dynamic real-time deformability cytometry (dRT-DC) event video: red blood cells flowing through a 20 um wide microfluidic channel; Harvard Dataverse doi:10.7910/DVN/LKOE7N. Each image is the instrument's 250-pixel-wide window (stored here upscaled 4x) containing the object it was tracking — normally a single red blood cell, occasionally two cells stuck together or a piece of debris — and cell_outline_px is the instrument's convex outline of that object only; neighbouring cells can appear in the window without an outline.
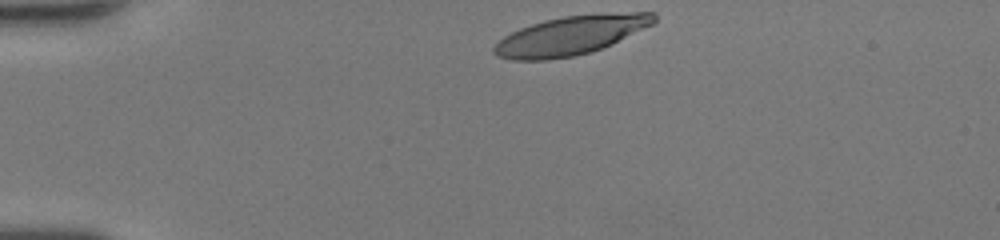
{"species": "human", "species_latin": "Homo sapiens", "temperature_condition": "room temperature", "stored_images_in_passage": 32, "camera_frame_rate_fps": 3000, "um_per_image_px": 0.085, "donor": {"sex": "female"}, "frame": {"image": 1, "passage_image": 1, "time_ms": 0.0, "image_size_px": [1000, 240], "cell_outline_px": [[656, 20], [652, 24], [612, 44], [588, 52], [572, 56], [548, 60], [512, 60], [496, 56], [492, 52], [492, 48], [504, 36], [520, 28], [544, 20], [564, 16], [632, 12], [656, 12]], "centroid_in_image_um": [48.48, 3.01], "position_along_channel_um": 36.5, "area_um2": 35.89}}
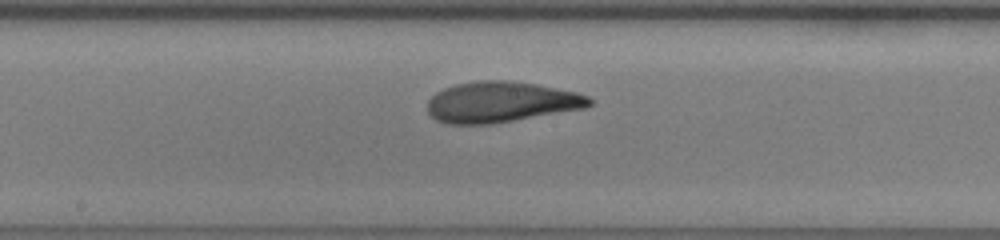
{"frame": {"image": 2, "passage_image": 17, "time_ms": 5.333, "image_size_px": [1000, 240], "cell_outline_px": [[592, 104], [584, 108], [488, 124], [448, 124], [436, 120], [428, 112], [428, 100], [436, 92], [444, 88], [456, 84], [480, 80], [504, 80], [536, 84], [576, 92], [588, 96], [592, 100]], "centroid_in_image_um": [42.55, 8.66], "position_along_channel_um": 205.6, "area_um2": 38.03}}
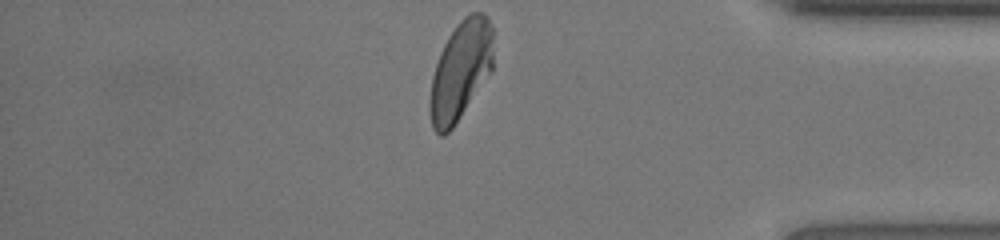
{"frame": {"image": 3, "passage_image": 32, "time_ms": 10.333, "image_size_px": [1000, 240], "cell_outline_px": [[492, 72], [452, 128], [444, 136], [440, 136], [432, 128], [428, 108], [428, 100], [432, 76], [440, 52], [448, 36], [460, 20], [464, 16], [472, 12], [484, 12], [488, 16], [492, 28]], "centroid_in_image_um": [39.13, 6.01], "position_along_channel_um": 396.1, "area_um2": 36.88}, "authors_computed_cell_mechanics": {"area_um2": 37.6278, "velocity_mm_per_s": 4.2694, "shape_relaxation_time_tau1_ms": 4.8271, "shape_relaxation_time_tau2_ms": 1.4179, "deformation_change_tau1": 0.2395, "deformation_change_tau2": 0.059}}